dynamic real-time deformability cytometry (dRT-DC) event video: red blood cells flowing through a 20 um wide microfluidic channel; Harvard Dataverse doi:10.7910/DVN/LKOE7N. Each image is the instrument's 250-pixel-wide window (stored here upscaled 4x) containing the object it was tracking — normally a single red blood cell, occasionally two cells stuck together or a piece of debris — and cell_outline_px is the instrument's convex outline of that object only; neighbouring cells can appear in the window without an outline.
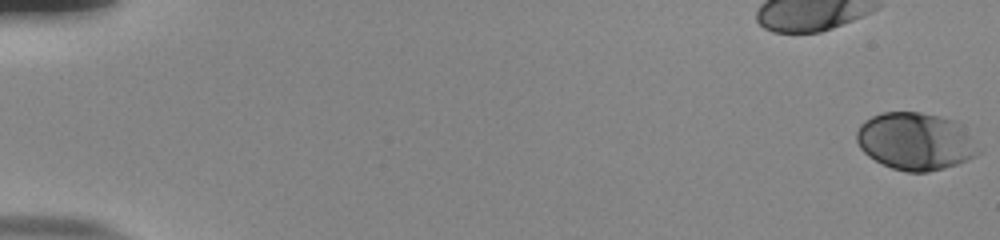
{"species": "human", "species_latin": "Homo sapiens", "temperature_condition": "room temperature", "stored_images_in_passage": 56, "camera_frame_rate_fps": 3000, "um_per_image_px": 0.085, "donor": {"sex": "male"}, "frame": {"image": 1, "passage_image": 1, "time_ms": 0.0, "image_size_px": [1000, 240], "cell_outline_px": [[980, 152], [976, 156], [956, 164], [944, 168], [928, 172], [908, 172], [892, 168], [868, 156], [860, 148], [856, 140], [856, 132], [860, 124], [864, 120], [872, 116], [884, 112], [920, 112], [940, 116], [956, 120], [960, 124], [980, 148]], "centroid_in_image_um": [77.81, 12.0], "position_along_channel_um": 7.2, "area_um2": 40.81}}
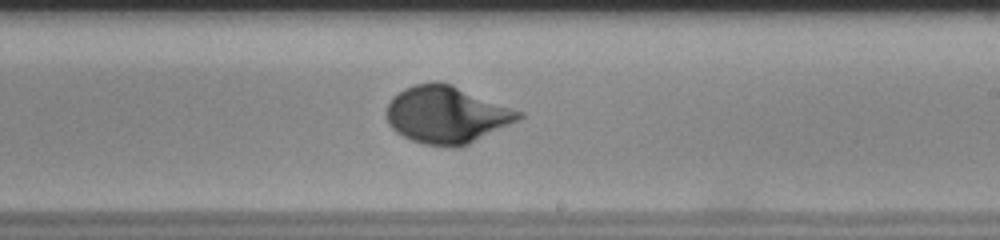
{"frame": {"image": 2, "passage_image": 35, "time_ms": 11.333, "image_size_px": [1000, 240], "cell_outline_px": [[524, 116], [468, 144], [456, 148], [448, 148], [424, 144], [412, 140], [396, 132], [388, 124], [388, 104], [392, 96], [404, 88], [416, 84], [436, 80], [452, 84], [524, 112]], "centroid_in_image_um": [37.95, 9.74], "position_along_channel_um": 251.1, "area_um2": 43.93}}
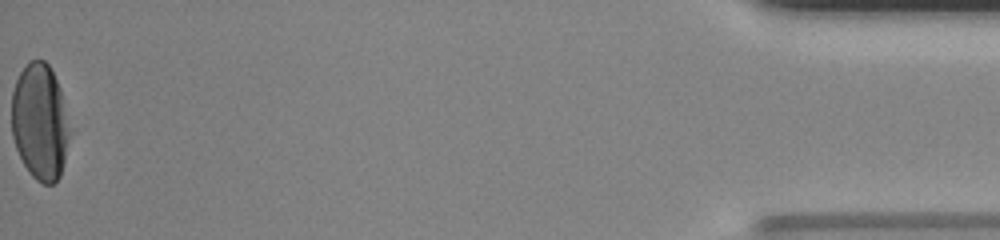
{"frame": {"image": 3, "passage_image": 56, "time_ms": 18.333, "image_size_px": [1000, 240], "cell_outline_px": [[68, 136], [64, 160], [60, 176], [52, 184], [44, 184], [36, 180], [32, 176], [24, 164], [16, 148], [12, 136], [12, 92], [16, 80], [20, 72], [28, 60], [44, 60], [48, 64], [60, 88], [68, 132]], "centroid_in_image_um": [3.35, 10.35], "position_along_channel_um": 431.8, "area_um2": 38.61}, "authors_computed_cell_mechanics": {"area_um2": 40.7201, "velocity_mm_per_s": 3.8317, "shape_relaxation_time_tau1_ms": 3.0019, "shape_relaxation_time_tau2_ms": null, "deformation_change_tau1": 0.169, "deformation_change_tau2": null}}